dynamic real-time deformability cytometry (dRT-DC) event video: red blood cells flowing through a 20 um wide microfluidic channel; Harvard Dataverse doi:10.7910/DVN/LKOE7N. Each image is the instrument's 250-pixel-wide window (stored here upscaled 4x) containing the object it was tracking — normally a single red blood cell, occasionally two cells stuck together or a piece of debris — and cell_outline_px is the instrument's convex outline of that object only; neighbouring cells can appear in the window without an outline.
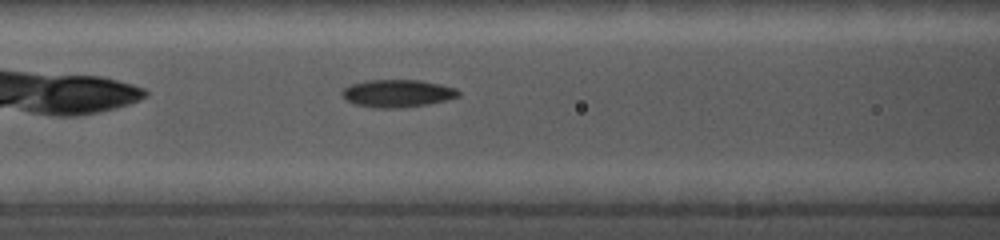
{"species": "common noctule bat (a hibernating species)", "species_latin": "Nyctalus noctula", "temperature_condition": "cold", "stored_images_in_passage": 32, "camera_frame_rate_fps": 5000, "um_per_image_px": 0.085, "animal": {"sex": "female", "body_mass_g": 19.0, "forearm_length_mm": 56.7}, "frame": {"image": 1, "passage_image": 8, "time_ms": 2.6, "image_size_px": [1000, 240], "cell_outline_px": [[460, 96], [428, 104], [396, 108], [372, 108], [356, 104], [344, 100], [340, 92], [344, 88], [352, 84], [364, 80], [420, 80], [440, 84], [456, 88], [460, 92]], "centroid_in_image_um": [33.74, 7.93], "position_along_channel_um": 132.9, "area_um2": 18.79}}
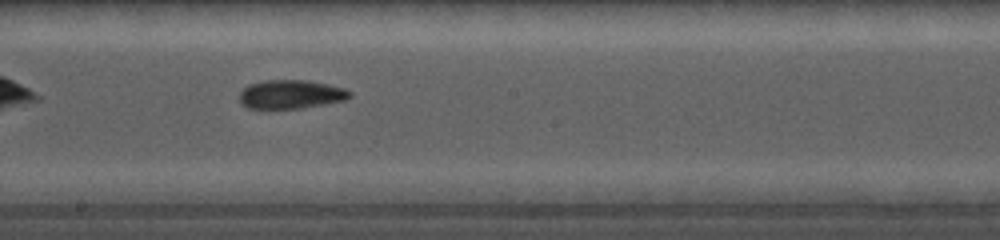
{"frame": {"image": 2, "passage_image": 15, "time_ms": 5.0, "image_size_px": [1000, 240], "cell_outline_px": [[352, 96], [344, 100], [300, 108], [248, 108], [240, 104], [240, 92], [248, 84], [264, 80], [304, 80], [328, 84], [344, 88], [352, 92]], "centroid_in_image_um": [24.7, 8.01], "position_along_channel_um": 223.5, "area_um2": 18.38}}
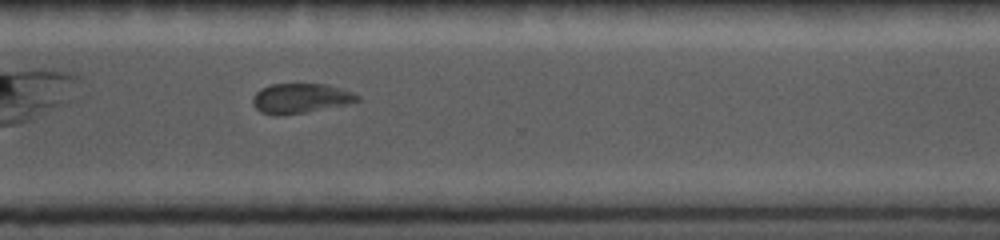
{"frame": {"image": 3, "passage_image": 24, "time_ms": 8.2, "image_size_px": [1000, 240], "cell_outline_px": [[360, 100], [344, 104], [304, 112], [272, 116], [260, 112], [252, 104], [252, 96], [260, 88], [272, 84], [328, 84], [352, 92], [360, 96]], "centroid_in_image_um": [25.48, 8.35], "position_along_channel_um": 345.1, "area_um2": 18.03}}